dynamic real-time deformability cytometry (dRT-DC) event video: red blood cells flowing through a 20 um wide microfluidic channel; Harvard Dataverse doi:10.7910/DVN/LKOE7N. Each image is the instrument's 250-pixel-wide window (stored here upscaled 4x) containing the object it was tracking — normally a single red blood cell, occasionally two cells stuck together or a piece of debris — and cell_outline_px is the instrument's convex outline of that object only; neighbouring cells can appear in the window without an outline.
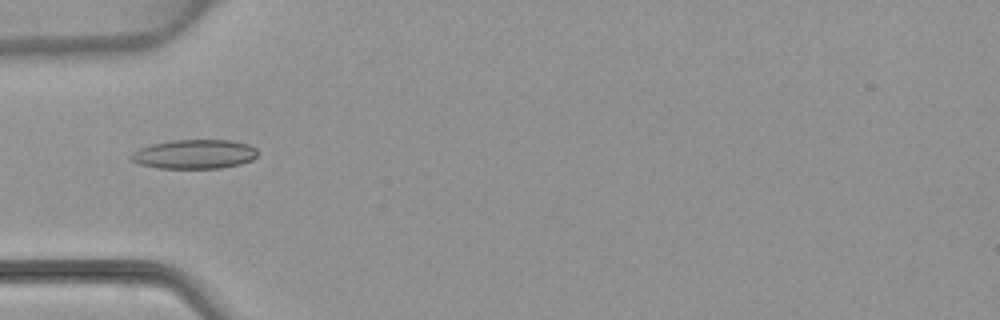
{"species": "common noctule bat (a hibernating species)", "species_latin": "Nyctalus noctula", "temperature_condition": "warm", "stored_images_in_passage": 5, "camera_frame_rate_fps": 3000, "um_per_image_px": 0.085, "animal": {"sex": "female", "body_mass_g": 22.7, "forearm_length_mm": 54.2}, "frame": {"image": 1, "passage_image": 5, "time_ms": 5.667, "image_size_px": [1000, 320], "cell_outline_px": [[256, 156], [252, 160], [240, 164], [220, 168], [156, 168], [140, 164], [132, 160], [128, 156], [132, 152], [140, 148], [152, 144], [172, 140], [232, 140], [248, 144], [256, 148]], "centroid_in_image_um": [16.51, 13.1], "position_along_channel_um": 68.5, "area_um2": 21.56}}